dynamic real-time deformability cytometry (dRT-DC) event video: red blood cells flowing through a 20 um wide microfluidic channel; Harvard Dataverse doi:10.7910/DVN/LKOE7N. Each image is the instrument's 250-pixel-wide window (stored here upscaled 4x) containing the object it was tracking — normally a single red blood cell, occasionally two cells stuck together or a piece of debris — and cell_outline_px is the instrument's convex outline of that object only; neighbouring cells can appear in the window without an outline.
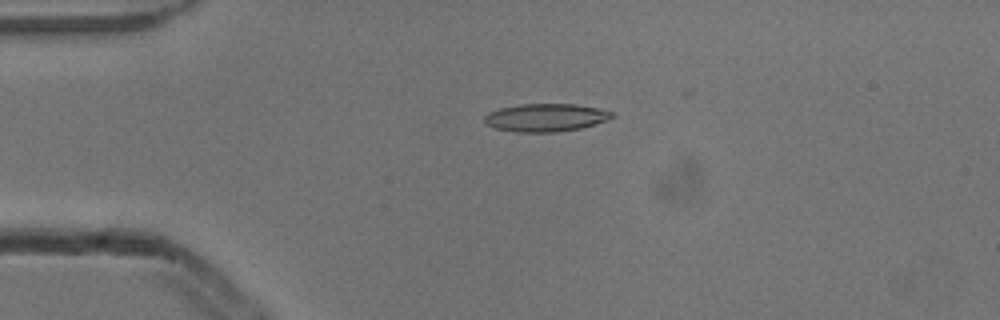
{"species": "common noctule bat (a hibernating species)", "species_latin": "Nyctalus noctula", "temperature_condition": "cold", "stored_images_in_passage": 4, "camera_frame_rate_fps": 3000, "um_per_image_px": 0.085, "animal": {"sex": "male", "body_mass_g": 13.3}, "frame": {"image": 1, "passage_image": 4, "time_ms": 1.0, "image_size_px": [1000, 320], "cell_outline_px": [[616, 116], [608, 120], [596, 124], [580, 128], [556, 132], [516, 132], [496, 128], [488, 124], [484, 120], [484, 116], [488, 112], [500, 108], [520, 104], [576, 104], [600, 108], [612, 112]], "centroid_in_image_um": [46.42, 9.99], "position_along_channel_um": 38.6, "area_um2": 20.81}}